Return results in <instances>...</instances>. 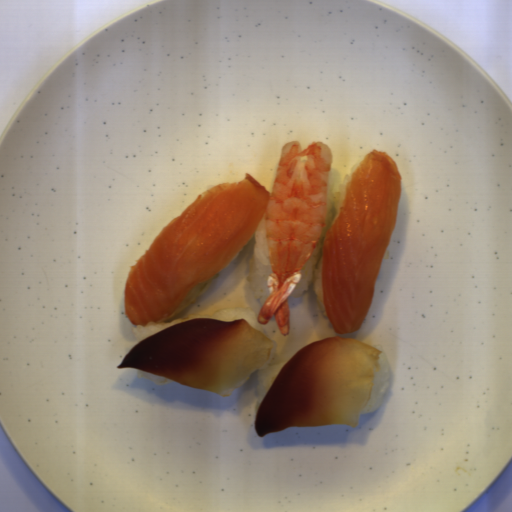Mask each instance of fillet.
Returning <instances> with one entry per match:
<instances>
[{"instance_id":"obj_1","label":"fillet","mask_w":512,"mask_h":512,"mask_svg":"<svg viewBox=\"0 0 512 512\" xmlns=\"http://www.w3.org/2000/svg\"><path fill=\"white\" fill-rule=\"evenodd\" d=\"M270 192L249 172L200 194L131 266L125 314L141 326L168 319L189 292L223 270L255 233Z\"/></svg>"},{"instance_id":"obj_2","label":"fillet","mask_w":512,"mask_h":512,"mask_svg":"<svg viewBox=\"0 0 512 512\" xmlns=\"http://www.w3.org/2000/svg\"><path fill=\"white\" fill-rule=\"evenodd\" d=\"M401 187L396 162L374 149L347 184L322 249V306L336 334L357 332L365 320L396 224Z\"/></svg>"},{"instance_id":"obj_3","label":"fillet","mask_w":512,"mask_h":512,"mask_svg":"<svg viewBox=\"0 0 512 512\" xmlns=\"http://www.w3.org/2000/svg\"><path fill=\"white\" fill-rule=\"evenodd\" d=\"M382 351L356 339L305 345L280 370L254 418L258 436L296 426H359Z\"/></svg>"},{"instance_id":"obj_4","label":"fillet","mask_w":512,"mask_h":512,"mask_svg":"<svg viewBox=\"0 0 512 512\" xmlns=\"http://www.w3.org/2000/svg\"><path fill=\"white\" fill-rule=\"evenodd\" d=\"M273 348L270 338L244 317L231 322L199 318L145 338L117 368H135L215 392L236 385L261 367Z\"/></svg>"}]
</instances>
